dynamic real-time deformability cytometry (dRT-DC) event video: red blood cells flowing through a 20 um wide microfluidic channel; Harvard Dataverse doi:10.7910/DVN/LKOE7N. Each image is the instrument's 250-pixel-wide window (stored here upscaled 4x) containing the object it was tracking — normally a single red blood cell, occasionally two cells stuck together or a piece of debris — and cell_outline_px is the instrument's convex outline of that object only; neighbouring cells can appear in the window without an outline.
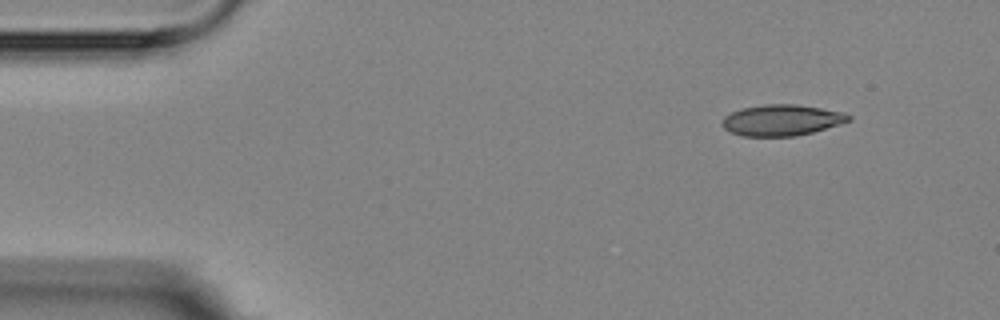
{"species": "Egyptian fruit bat (a non-hibernating species)", "species_latin": "Rousettus aegyptiacus", "temperature_condition": "room temperature", "stored_images_in_passage": 4, "camera_frame_rate_fps": 3000, "um_per_image_px": 0.085, "animal": {"sex": "female"}, "frame": {"image": 1, "passage_image": 1, "time_ms": 0.0, "image_size_px": [1000, 320], "cell_outline_px": [[852, 120], [840, 124], [812, 132], [796, 136], [744, 136], [732, 132], [724, 128], [720, 124], [724, 116], [740, 108], [764, 104], [796, 104], [844, 112], [852, 116]], "centroid_in_image_um": [66.44, 10.2], "position_along_channel_um": 18.6, "area_um2": 22.95}}
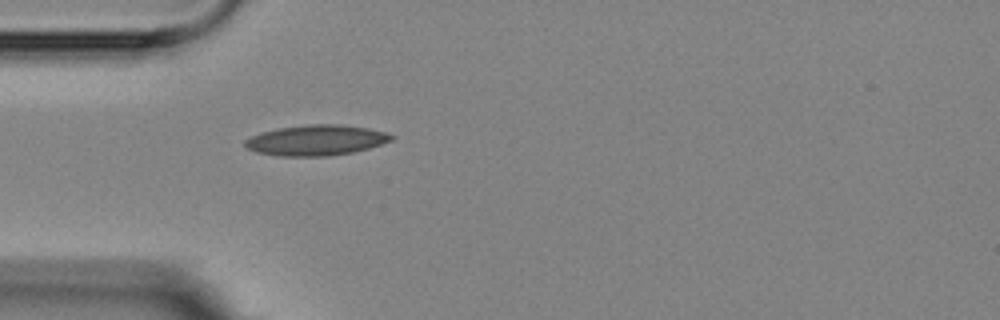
{"frame": {"image": 2, "passage_image": 4, "time_ms": 3.333, "image_size_px": [1000, 320], "cell_outline_px": [[396, 136], [392, 140], [368, 148], [352, 152], [324, 156], [284, 156], [256, 152], [248, 148], [244, 144], [244, 140], [260, 132], [276, 128], [308, 124], [340, 124], [368, 128], [384, 132]], "centroid_in_image_um": [26.86, 11.9], "position_along_channel_um": 58.1, "area_um2": 25.89}}